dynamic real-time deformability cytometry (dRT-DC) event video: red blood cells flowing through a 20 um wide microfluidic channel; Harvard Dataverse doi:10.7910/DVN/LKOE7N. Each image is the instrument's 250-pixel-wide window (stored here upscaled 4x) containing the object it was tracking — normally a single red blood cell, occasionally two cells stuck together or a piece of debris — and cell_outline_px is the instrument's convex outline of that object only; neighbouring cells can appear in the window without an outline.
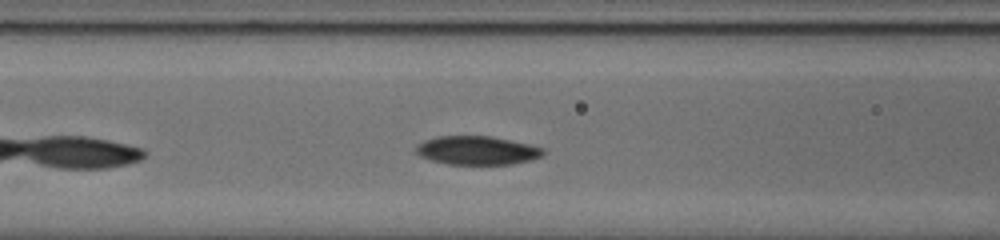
{"species": "common noctule bat (a hibernating species)", "species_latin": "Nyctalus noctula", "temperature_condition": "cold", "stored_images_in_passage": 38, "camera_frame_rate_fps": 3000, "um_per_image_px": 0.085, "animal": {"sex": "male", "body_mass_g": 20.0, "forearm_length_mm": 53.3}, "frame": {"image": 1, "passage_image": 9, "time_ms": 2.667, "image_size_px": [1000, 240], "cell_outline_px": [[544, 152], [540, 156], [532, 160], [512, 164], [448, 164], [432, 160], [420, 156], [416, 152], [416, 144], [424, 140], [436, 136], [492, 136], [528, 144], [544, 148]], "centroid_in_image_um": [40.53, 12.78], "position_along_channel_um": 126.1, "area_um2": 21.21}}
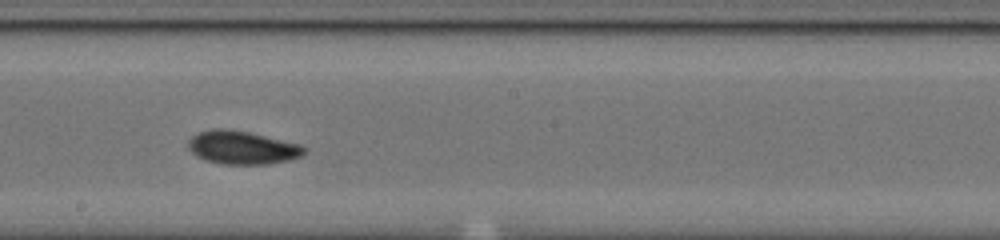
{"frame": {"image": 2, "passage_image": 17, "time_ms": 5.333, "image_size_px": [1000, 240], "cell_outline_px": [[308, 152], [300, 156], [288, 160], [264, 164], [220, 164], [204, 160], [196, 156], [188, 148], [188, 140], [192, 136], [200, 132], [212, 128], [224, 128], [248, 132], [300, 144], [308, 148]], "centroid_in_image_um": [20.58, 12.54], "position_along_channel_um": 227.6, "area_um2": 22.54}}
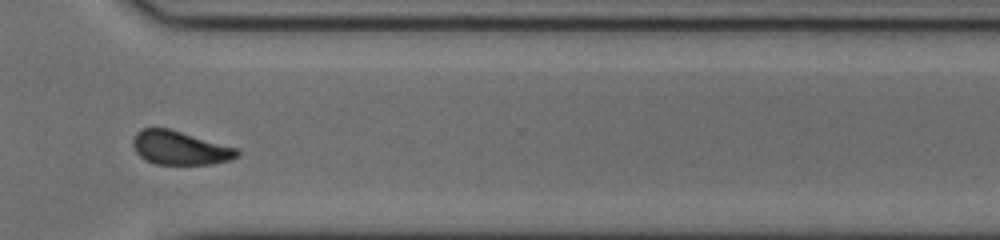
{"frame": {"image": 3, "passage_image": 27, "time_ms": 8.667, "image_size_px": [1000, 240], "cell_outline_px": [[240, 156], [232, 160], [212, 164], [156, 164], [144, 160], [136, 152], [132, 144], [132, 140], [136, 132], [140, 128], [168, 128], [240, 148]], "centroid_in_image_um": [15.33, 12.57], "position_along_channel_um": 355.3, "area_um2": 20.87}, "authors_computed_cell_mechanics": {"area_um2": 21.2126, "velocity_mm_per_s": 3.8252, "shape_relaxation_time_tau1_ms": 5.6135, "shape_relaxation_time_tau2_ms": null, "deformation_change_tau1": 0.142, "deformation_change_tau2": null}}